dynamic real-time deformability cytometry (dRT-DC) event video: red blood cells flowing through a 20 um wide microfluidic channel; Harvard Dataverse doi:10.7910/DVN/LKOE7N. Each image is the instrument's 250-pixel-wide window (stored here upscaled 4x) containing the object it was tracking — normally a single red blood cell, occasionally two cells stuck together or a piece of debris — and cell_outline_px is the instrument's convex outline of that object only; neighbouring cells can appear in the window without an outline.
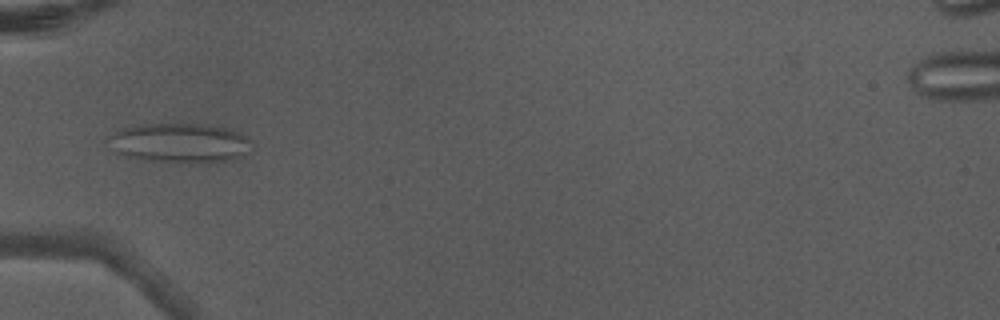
{"species": "Egyptian fruit bat (a non-hibernating species)", "species_latin": "Rousettus aegyptiacus", "temperature_condition": "warm", "stored_images_in_passage": 5, "camera_frame_rate_fps": 3000, "um_per_image_px": 0.085, "animal": {"sex": "male"}, "frame": {"image": 1, "passage_image": 4, "time_ms": 1.0, "image_size_px": [1000, 320], "cell_outline_px": [[252, 152], [244, 156], [232, 160], [212, 164], [188, 164], [148, 160], [128, 156], [120, 152], [104, 140], [108, 136], [124, 128], [144, 124], [208, 124], [232, 128], [240, 132], [252, 140]], "centroid_in_image_um": [15.44, 12.17], "position_along_channel_um": 69.6, "area_um2": 33.93}}